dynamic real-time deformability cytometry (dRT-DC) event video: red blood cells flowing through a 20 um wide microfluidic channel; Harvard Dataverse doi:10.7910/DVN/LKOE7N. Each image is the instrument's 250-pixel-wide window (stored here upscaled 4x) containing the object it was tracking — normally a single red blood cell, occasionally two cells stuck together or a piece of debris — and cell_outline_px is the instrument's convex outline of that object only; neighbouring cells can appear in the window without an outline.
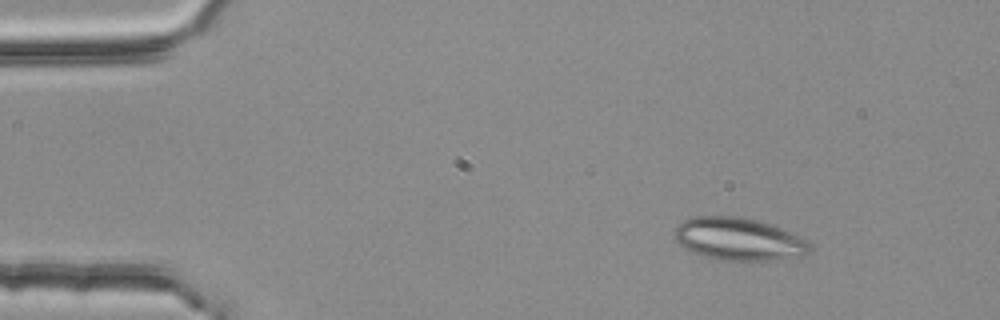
{"species": "common noctule bat (a hibernating species)", "species_latin": "Nyctalus noctula", "temperature_condition": "room temperature", "stored_images_in_passage": 4, "camera_frame_rate_fps": 3000, "um_per_image_px": 0.085, "animal": {"sex": "female", "body_mass_g": 25.1}, "frame": {"image": 1, "passage_image": 1, "time_ms": 0.0, "image_size_px": [1000, 320], "cell_outline_px": [[812, 244], [808, 252], [804, 256], [776, 260], [720, 260], [704, 256], [692, 252], [684, 248], [676, 240], [672, 232], [684, 220], [692, 216], [744, 216], [760, 220], [772, 224], [804, 236]], "centroid_in_image_um": [62.85, 20.31], "position_along_channel_um": 22.2, "area_um2": 34.28}}